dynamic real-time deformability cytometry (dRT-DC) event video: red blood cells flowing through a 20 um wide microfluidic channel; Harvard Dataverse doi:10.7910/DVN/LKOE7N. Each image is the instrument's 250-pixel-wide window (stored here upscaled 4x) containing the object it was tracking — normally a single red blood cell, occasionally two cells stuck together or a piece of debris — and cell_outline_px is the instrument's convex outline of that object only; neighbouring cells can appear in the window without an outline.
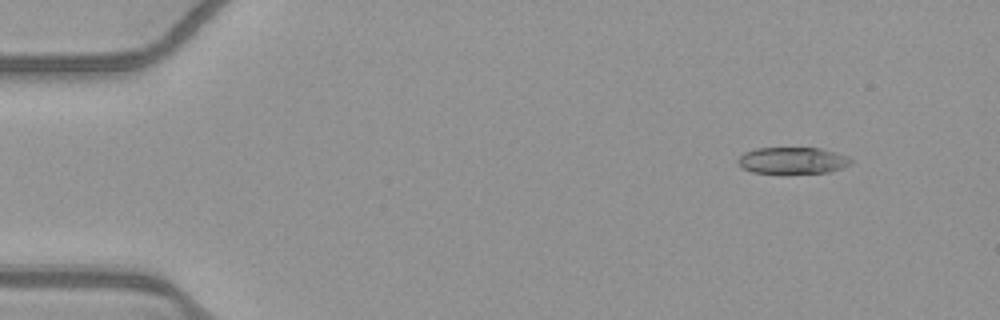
{"species": "common noctule bat (a hibernating species)", "species_latin": "Nyctalus noctula", "temperature_condition": "warm", "stored_images_in_passage": 48, "camera_frame_rate_fps": 3000, "um_per_image_px": 0.085, "animal": {"sex": "female", "body_mass_g": 21.9}, "frame": {"image": 1, "passage_image": 1, "time_ms": 0.0, "image_size_px": [1000, 320], "cell_outline_px": [[852, 160], [848, 164], [840, 168], [828, 172], [784, 176], [752, 172], [744, 168], [736, 160], [744, 152], [756, 148], [820, 148], [848, 156]], "centroid_in_image_um": [67.32, 13.68], "position_along_channel_um": 17.7, "area_um2": 18.09}}
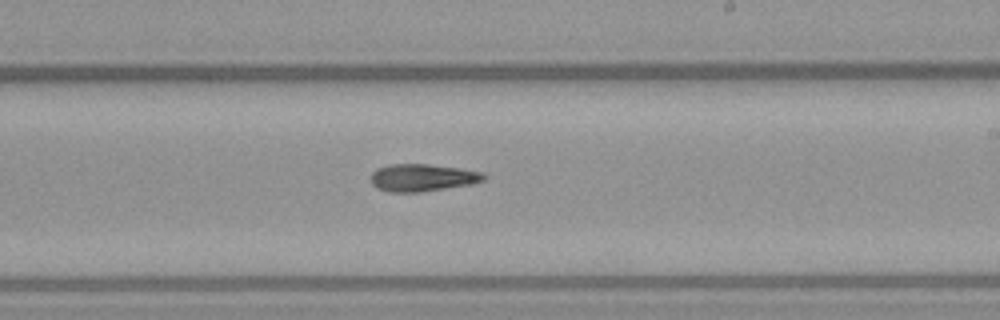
{"frame": {"image": 2, "passage_image": 27, "time_ms": 8.667, "image_size_px": [1000, 320], "cell_outline_px": [[488, 176], [484, 180], [472, 184], [420, 192], [388, 192], [376, 188], [368, 180], [372, 172], [376, 168], [388, 164], [428, 164], [460, 168], [484, 172]], "centroid_in_image_um": [35.88, 15.09], "position_along_channel_um": 253.1, "area_um2": 18.38}}
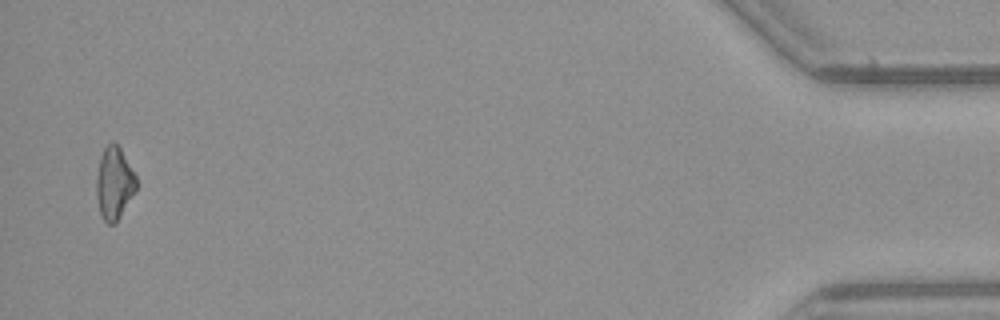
{"frame": {"image": 3, "passage_image": 47, "time_ms": 15.333, "image_size_px": [1000, 320], "cell_outline_px": [[136, 188], [116, 224], [108, 224], [100, 216], [96, 196], [96, 176], [100, 156], [104, 148], [112, 140], [120, 148], [136, 176]], "centroid_in_image_um": [9.68, 15.59], "position_along_channel_um": 425.5, "area_um2": 16.82}, "authors_computed_cell_mechanics": {"area_um2": 18.0914, "velocity_mm_per_s": 3.9257, "shape_relaxation_time_tau1_ms": 8.3171, "shape_relaxation_time_tau2_ms": 7.2463, "deformation_change_tau1": 0.1942, "deformation_change_tau2": 0.1816}}